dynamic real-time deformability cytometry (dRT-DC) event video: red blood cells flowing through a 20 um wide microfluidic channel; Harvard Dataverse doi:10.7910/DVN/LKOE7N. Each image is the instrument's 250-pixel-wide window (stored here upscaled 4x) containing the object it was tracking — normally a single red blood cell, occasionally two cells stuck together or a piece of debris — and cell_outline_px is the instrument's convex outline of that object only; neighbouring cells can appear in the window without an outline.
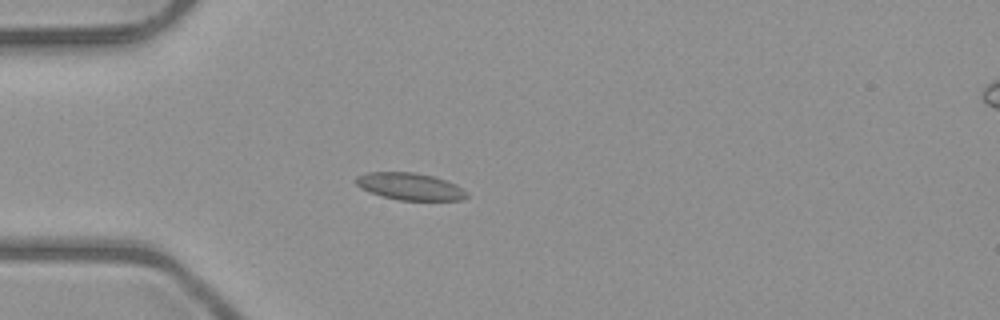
{"species": "common noctule bat (a hibernating species)", "species_latin": "Nyctalus noctula", "temperature_condition": "room temperature", "stored_images_in_passage": 41, "camera_frame_rate_fps": 3000, "um_per_image_px": 0.085, "animal": {"sex": "male", "body_mass_g": 23.1, "forearm_length_mm": 52.7}, "frame": {"image": 1, "passage_image": 4, "time_ms": 1.0, "image_size_px": [1000, 320], "cell_outline_px": [[468, 196], [460, 200], [400, 200], [368, 192], [360, 188], [356, 184], [356, 176], [368, 172], [416, 172], [432, 176], [456, 184], [468, 192]], "centroid_in_image_um": [34.84, 15.84], "position_along_channel_um": 50.2, "area_um2": 17.46}}
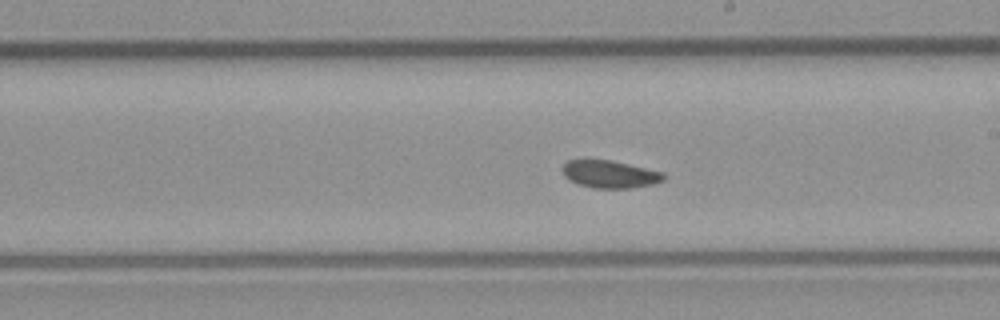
{"frame": {"image": 2, "passage_image": 19, "time_ms": 6.0, "image_size_px": [1000, 320], "cell_outline_px": [[664, 180], [652, 184], [632, 188], [592, 188], [576, 184], [568, 180], [564, 176], [560, 168], [568, 160], [612, 160], [664, 172]], "centroid_in_image_um": [51.8, 14.81], "position_along_channel_um": 237.2, "area_um2": 16.42}}
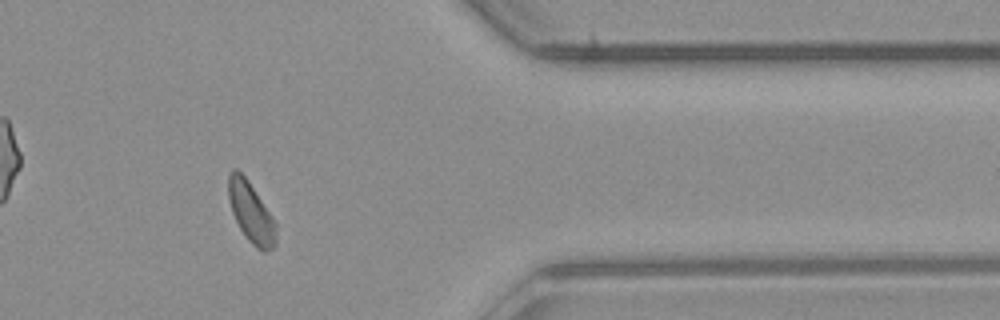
{"frame": {"image": 3, "passage_image": 32, "time_ms": 10.333, "image_size_px": [1000, 320], "cell_outline_px": [[276, 244], [272, 248], [264, 252], [256, 248], [248, 240], [240, 228], [232, 212], [228, 200], [228, 176], [232, 168], [236, 168], [248, 180], [272, 216], [276, 224]], "centroid_in_image_um": [21.33, 18.05], "position_along_channel_um": 390.1, "area_um2": 16.7}, "authors_computed_cell_mechanics": {"area_um2": 16.6464, "velocity_mm_per_s": 3.9983, "shape_relaxation_time_tau1_ms": 9.0912, "shape_relaxation_time_tau2_ms": null, "deformation_change_tau1": 0.12, "deformation_change_tau2": null}}